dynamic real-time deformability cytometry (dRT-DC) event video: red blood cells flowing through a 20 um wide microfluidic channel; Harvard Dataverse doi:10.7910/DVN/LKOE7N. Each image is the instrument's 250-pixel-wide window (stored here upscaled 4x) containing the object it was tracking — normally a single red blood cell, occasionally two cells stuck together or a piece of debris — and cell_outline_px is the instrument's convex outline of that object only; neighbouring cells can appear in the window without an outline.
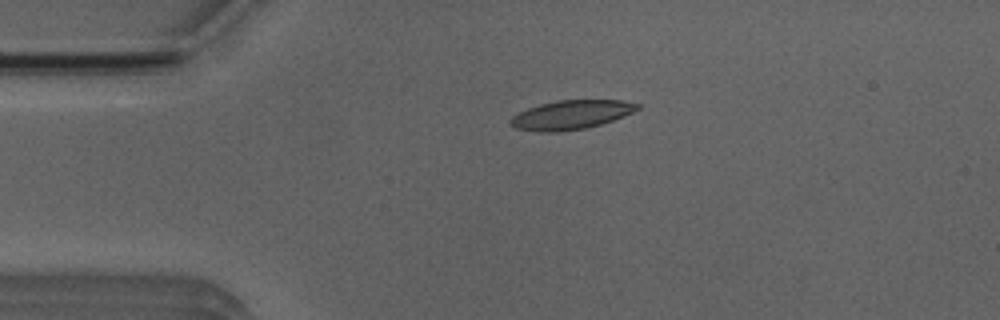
{"species": "Egyptian fruit bat (a non-hibernating species)", "species_latin": "Rousettus aegyptiacus", "temperature_condition": "room temperature", "stored_images_in_passage": 5, "camera_frame_rate_fps": 3000, "um_per_image_px": 0.085, "animal": {"sex": "male"}, "frame": {"image": 1, "passage_image": 4, "time_ms": 3.333, "image_size_px": [1000, 320], "cell_outline_px": [[640, 108], [624, 116], [600, 124], [584, 128], [556, 132], [540, 132], [516, 128], [508, 124], [508, 120], [512, 116], [528, 108], [540, 104], [556, 100], [620, 100], [640, 104]], "centroid_in_image_um": [48.51, 9.75], "position_along_channel_um": 36.5, "area_um2": 21.39}}